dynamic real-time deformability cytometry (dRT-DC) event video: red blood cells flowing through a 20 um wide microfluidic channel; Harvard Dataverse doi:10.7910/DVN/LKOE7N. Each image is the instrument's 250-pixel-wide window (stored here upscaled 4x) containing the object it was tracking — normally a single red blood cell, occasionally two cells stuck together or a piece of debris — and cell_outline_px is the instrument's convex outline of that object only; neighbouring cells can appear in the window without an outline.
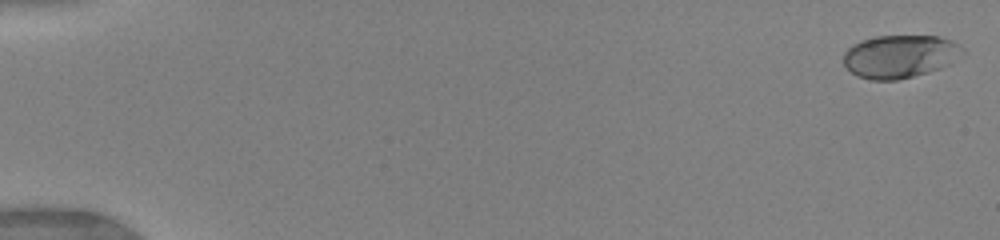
{"species": "human", "species_latin": "Homo sapiens", "temperature_condition": "warm", "stored_images_in_passage": 15, "camera_frame_rate_fps": 3000, "um_per_image_px": 0.085, "donor": {"sex": "female"}, "frame": {"image": 1, "passage_image": 1, "time_ms": 0.0, "image_size_px": [1000, 240], "cell_outline_px": [[968, 52], [964, 56], [940, 68], [928, 72], [896, 80], [872, 80], [856, 76], [844, 64], [844, 52], [852, 44], [860, 40], [876, 36], [936, 36], [952, 40], [964, 48]], "centroid_in_image_um": [76.53, 4.78], "position_along_channel_um": 8.5, "area_um2": 30.06}}
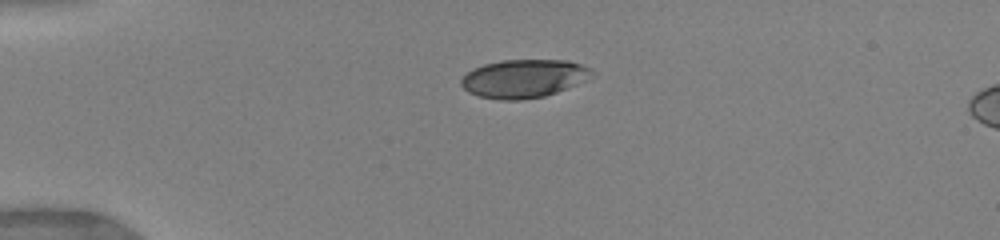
{"frame": {"image": 2, "passage_image": 11, "time_ms": 4.0, "image_size_px": [1000, 240], "cell_outline_px": [[596, 76], [568, 88], [544, 96], [520, 100], [500, 100], [480, 96], [468, 92], [460, 84], [460, 80], [472, 68], [484, 64], [504, 60], [568, 60], [592, 68]], "centroid_in_image_um": [44.56, 6.67], "position_along_channel_um": 40.4, "area_um2": 29.36}}